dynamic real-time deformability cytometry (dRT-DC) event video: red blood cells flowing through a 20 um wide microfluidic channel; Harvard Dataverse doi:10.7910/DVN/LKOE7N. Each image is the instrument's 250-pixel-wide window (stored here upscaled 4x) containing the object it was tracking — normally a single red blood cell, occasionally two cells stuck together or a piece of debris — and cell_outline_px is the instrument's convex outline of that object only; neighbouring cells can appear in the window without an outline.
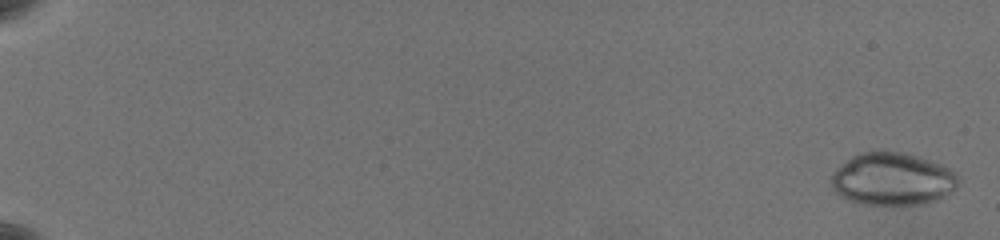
{"species": "common noctule bat (a hibernating species)", "species_latin": "Nyctalus noctula", "temperature_condition": "warm", "stored_images_in_passage": 62, "camera_frame_rate_fps": 3000, "um_per_image_px": 0.085, "animal": {"sex": "female", "body_mass_g": 19.5, "forearm_length_mm": 54.1}, "frame": {"image": 1, "passage_image": 1, "time_ms": 0.0, "image_size_px": [1000, 240], "cell_outline_px": [[956, 184], [952, 192], [936, 200], [924, 204], [872, 204], [848, 200], [840, 196], [832, 188], [832, 172], [840, 164], [852, 156], [864, 152], [900, 152], [916, 156], [928, 160], [948, 168], [956, 172]], "centroid_in_image_um": [75.83, 15.22], "position_along_channel_um": 9.2, "area_um2": 38.32}}
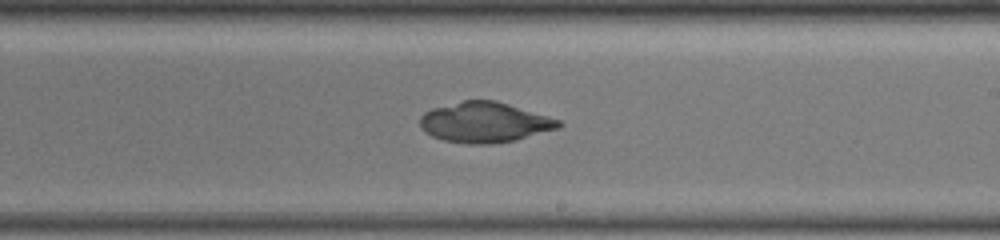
{"frame": {"image": 2, "passage_image": 40, "time_ms": 13.0, "image_size_px": [1000, 240], "cell_outline_px": [[564, 124], [560, 128], [516, 140], [492, 144], [464, 144], [444, 140], [432, 136], [424, 132], [420, 128], [420, 116], [424, 112], [432, 108], [464, 100], [496, 100], [548, 116], [560, 120]], "centroid_in_image_um": [41.19, 10.4], "position_along_channel_um": 247.8, "area_um2": 32.83}}
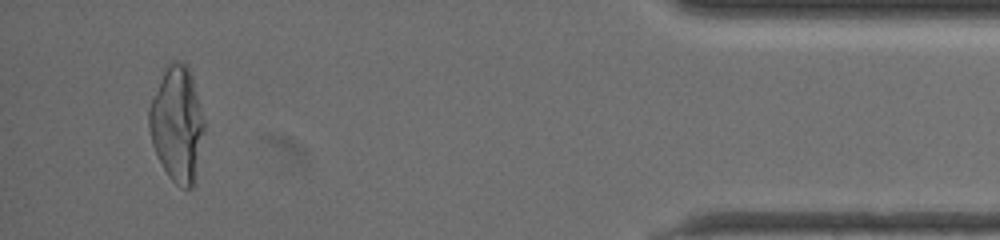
{"frame": {"image": 3, "passage_image": 59, "time_ms": 19.333, "image_size_px": [1000, 240], "cell_outline_px": [[204, 132], [192, 188], [180, 188], [168, 176], [152, 144], [148, 128], [148, 108], [160, 80], [168, 64], [172, 60], [180, 60], [188, 68], [192, 76], [204, 120]], "centroid_in_image_um": [15.04, 10.54], "position_along_channel_um": 420.2, "area_um2": 36.53}}